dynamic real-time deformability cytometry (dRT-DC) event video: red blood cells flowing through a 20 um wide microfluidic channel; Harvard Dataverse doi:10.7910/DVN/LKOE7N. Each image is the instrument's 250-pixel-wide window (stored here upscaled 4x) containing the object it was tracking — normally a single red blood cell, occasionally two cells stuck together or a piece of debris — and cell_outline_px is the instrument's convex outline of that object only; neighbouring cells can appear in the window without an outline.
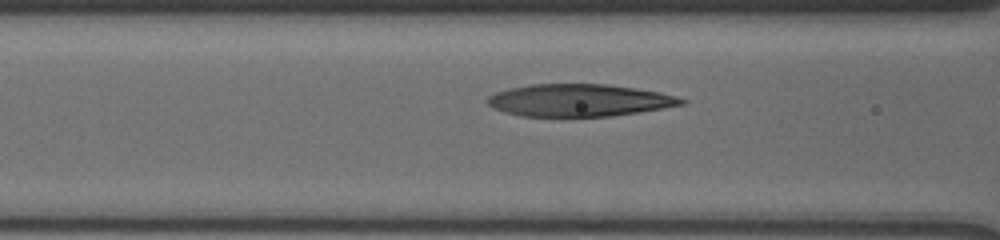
{"species": "human", "species_latin": "Homo sapiens", "temperature_condition": "cold", "stored_images_in_passage": 7, "camera_frame_rate_fps": 3000, "um_per_image_px": 0.085, "donor": {"sex": "male"}, "frame": {"image": 1, "passage_image": 5, "time_ms": 1.333, "image_size_px": [1000, 240], "cell_outline_px": [[688, 100], [684, 104], [612, 116], [560, 120], [520, 116], [504, 112], [492, 108], [484, 100], [488, 96], [496, 92], [508, 88], [528, 84], [608, 84], [660, 92], [676, 96]], "centroid_in_image_um": [49.12, 8.57], "position_along_channel_um": 117.5, "area_um2": 37.86}}